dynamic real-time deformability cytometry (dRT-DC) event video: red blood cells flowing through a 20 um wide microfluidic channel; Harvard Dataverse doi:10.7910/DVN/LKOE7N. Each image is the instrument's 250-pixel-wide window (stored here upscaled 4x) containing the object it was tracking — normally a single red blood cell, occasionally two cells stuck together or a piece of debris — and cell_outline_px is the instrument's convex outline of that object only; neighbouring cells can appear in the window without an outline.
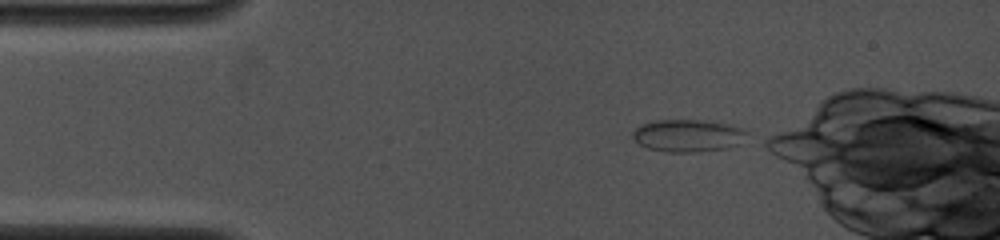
{"species": "common noctule bat (a hibernating species)", "species_latin": "Nyctalus noctula", "temperature_condition": "cold", "stored_images_in_passage": 60, "segment_of_instrument_passage": [1, 2], "camera_frame_rate_fps": 4000, "um_per_image_px": 0.085, "animal": {"sex": "female", "body_mass_g": 19.0, "forearm_length_mm": 53.3}, "frame": {"image": 1, "passage_image": 1, "time_ms": 0.0, "image_size_px": [1000, 240], "cell_outline_px": [[748, 132], [740, 144], [728, 148], [696, 152], [668, 152], [648, 148], [640, 144], [632, 136], [632, 132], [640, 124], [656, 120], [704, 120], [728, 124], [744, 128]], "centroid_in_image_um": [58.5, 11.52], "position_along_channel_um": 26.5, "area_um2": 21.68}}
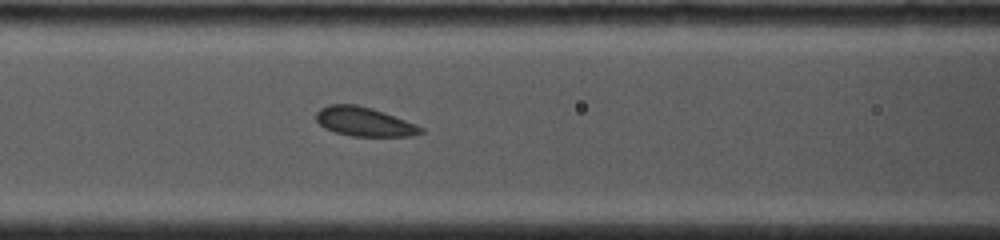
{"frame": {"image": 2, "passage_image": 30, "time_ms": 4.0, "image_size_px": [1000, 240], "cell_outline_px": [[424, 132], [412, 136], [352, 136], [336, 132], [324, 128], [316, 120], [316, 112], [320, 108], [328, 104], [356, 104], [372, 108], [384, 112], [416, 124], [424, 128]], "centroid_in_image_um": [30.96, 10.34], "position_along_channel_um": 135.6, "area_um2": 17.8}}
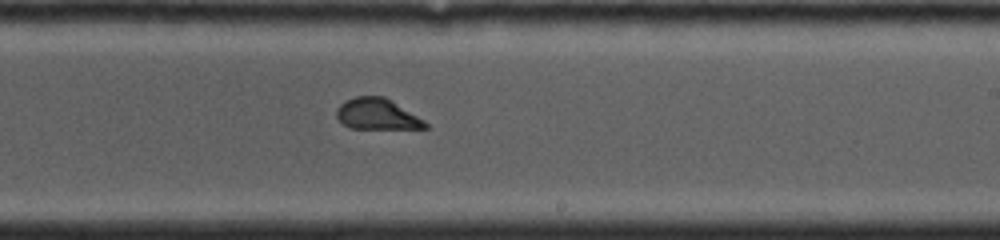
{"frame": {"image": 3, "passage_image": 52, "time_ms": 7.0, "image_size_px": [1000, 240], "cell_outline_px": [[428, 128], [348, 128], [336, 116], [336, 108], [344, 100], [356, 96], [384, 96], [392, 100], [424, 120], [428, 124]], "centroid_in_image_um": [32.03, 9.68], "position_along_channel_um": 257.0, "area_um2": 16.01}}